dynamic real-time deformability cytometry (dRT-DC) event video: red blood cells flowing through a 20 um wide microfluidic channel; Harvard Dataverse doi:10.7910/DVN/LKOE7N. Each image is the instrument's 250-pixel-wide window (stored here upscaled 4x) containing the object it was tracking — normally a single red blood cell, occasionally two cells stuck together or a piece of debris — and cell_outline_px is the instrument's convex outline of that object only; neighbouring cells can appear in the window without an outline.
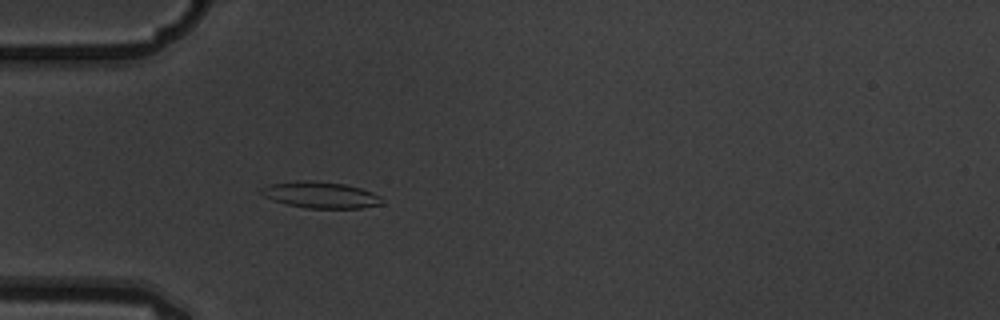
{"species": "common noctule bat (a hibernating species)", "species_latin": "Nyctalus noctula", "temperature_condition": "warm", "stored_images_in_passage": 5, "camera_frame_rate_fps": 3000, "um_per_image_px": 0.085, "animal": {"sex": "male", "body_mass_g": 19.5, "forearm_length_mm": 54.6}, "frame": {"image": 1, "passage_image": 5, "time_ms": 1.333, "image_size_px": [1000, 320], "cell_outline_px": [[384, 204], [360, 208], [308, 208], [288, 204], [272, 200], [264, 196], [260, 192], [260, 188], [268, 184], [296, 180], [312, 180], [344, 184], [360, 188], [372, 192], [380, 196]], "centroid_in_image_um": [27.23, 16.56], "position_along_channel_um": 57.8, "area_um2": 18.61}}